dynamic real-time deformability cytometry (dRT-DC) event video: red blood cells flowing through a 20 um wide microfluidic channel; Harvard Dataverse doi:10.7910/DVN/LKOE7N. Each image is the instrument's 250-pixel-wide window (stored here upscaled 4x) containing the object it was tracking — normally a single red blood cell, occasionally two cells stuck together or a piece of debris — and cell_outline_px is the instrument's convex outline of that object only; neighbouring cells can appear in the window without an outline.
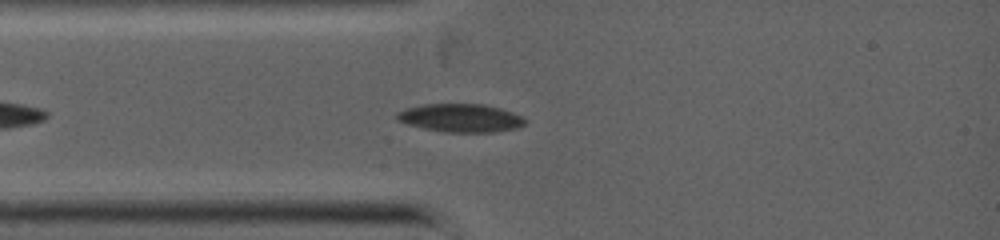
{"species": "common noctule bat (a hibernating species)", "species_latin": "Nyctalus noctula", "temperature_condition": "warm", "stored_images_in_passage": 30, "camera_frame_rate_fps": 5000, "um_per_image_px": 0.085, "animal": {"sex": "female", "body_mass_g": 19.0, "forearm_length_mm": 53.3}, "frame": {"image": 1, "passage_image": 6, "time_ms": 1.6, "image_size_px": [1000, 240], "cell_outline_px": [[524, 124], [516, 128], [492, 132], [444, 132], [424, 128], [408, 124], [396, 120], [396, 112], [408, 108], [424, 104], [484, 104], [500, 108], [512, 112], [520, 116], [524, 120]], "centroid_in_image_um": [39.12, 10.02], "position_along_channel_um": 45.9, "area_um2": 20.87}}
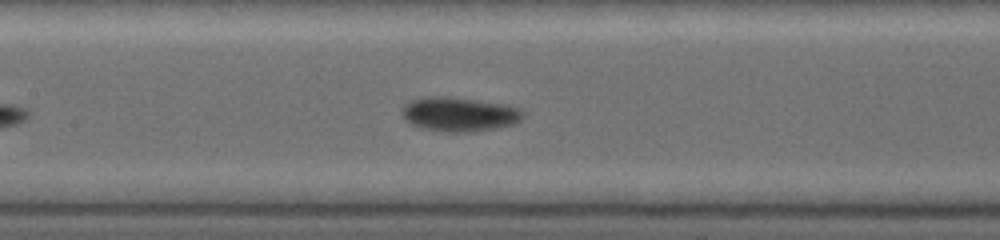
{"frame": {"image": 2, "passage_image": 16, "time_ms": 4.2, "image_size_px": [1000, 240], "cell_outline_px": [[524, 116], [520, 120], [512, 124], [492, 128], [456, 132], [448, 132], [420, 128], [404, 120], [400, 112], [404, 104], [412, 100], [432, 96], [436, 96], [472, 100], [504, 104], [520, 108], [524, 112]], "centroid_in_image_um": [38.98, 9.71], "position_along_channel_um": 168.4, "area_um2": 23.64}}
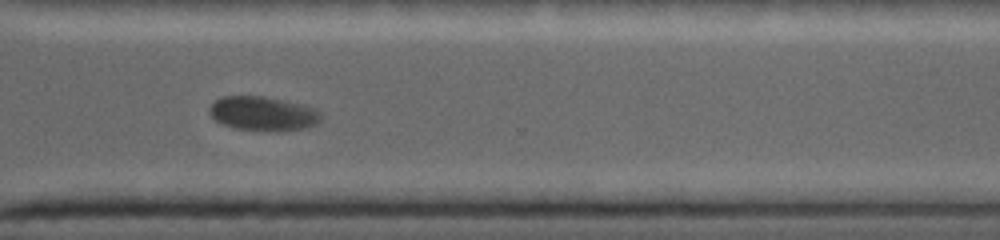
{"frame": {"image": 3, "passage_image": 28, "time_ms": 8.0, "image_size_px": [1000, 240], "cell_outline_px": [[320, 120], [316, 124], [304, 128], [236, 128], [224, 124], [216, 120], [208, 112], [208, 108], [220, 96], [264, 96], [300, 104], [316, 108], [320, 112]], "centroid_in_image_um": [22.32, 9.59], "position_along_channel_um": 348.3, "area_um2": 21.21}}